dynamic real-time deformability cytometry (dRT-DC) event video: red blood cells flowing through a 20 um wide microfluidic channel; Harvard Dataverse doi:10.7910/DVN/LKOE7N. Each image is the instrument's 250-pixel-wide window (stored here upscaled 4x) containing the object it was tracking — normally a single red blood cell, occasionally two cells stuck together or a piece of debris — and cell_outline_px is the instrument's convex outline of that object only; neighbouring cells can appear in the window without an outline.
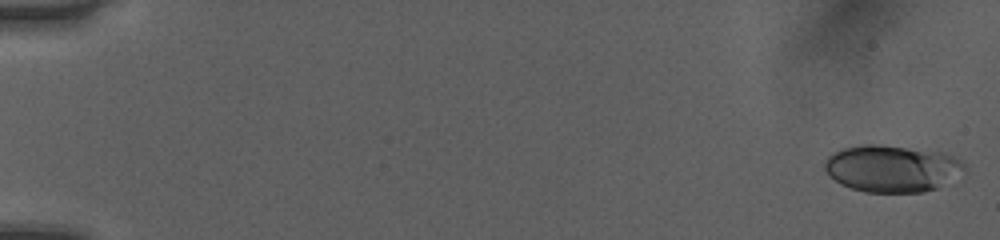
{"species": "human", "species_latin": "Homo sapiens", "temperature_condition": "room temperature", "stored_images_in_passage": 51, "camera_frame_rate_fps": 3000, "um_per_image_px": 0.085, "donor": {"sex": "female"}, "frame": {"image": 1, "passage_image": 1, "time_ms": 0.0, "image_size_px": [1000, 240], "cell_outline_px": [[968, 168], [964, 172], [936, 188], [924, 192], [864, 192], [840, 184], [824, 168], [824, 164], [828, 156], [844, 148], [864, 144], [884, 144], [944, 152], [956, 156], [964, 160]], "centroid_in_image_um": [75.89, 14.3], "position_along_channel_um": 9.1, "area_um2": 38.49}}
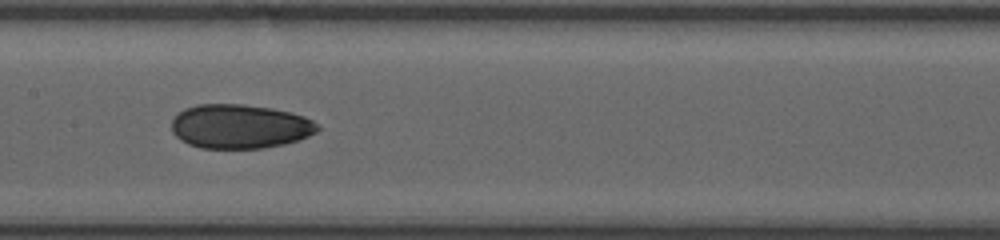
{"frame": {"image": 2, "passage_image": 27, "time_ms": 8.667, "image_size_px": [1000, 240], "cell_outline_px": [[320, 128], [316, 132], [308, 136], [284, 144], [260, 148], [200, 148], [188, 144], [180, 140], [172, 132], [172, 120], [184, 108], [196, 104], [244, 104], [272, 108], [292, 112], [304, 116], [312, 120]], "centroid_in_image_um": [20.37, 10.74], "position_along_channel_um": 187.0, "area_um2": 37.63}}
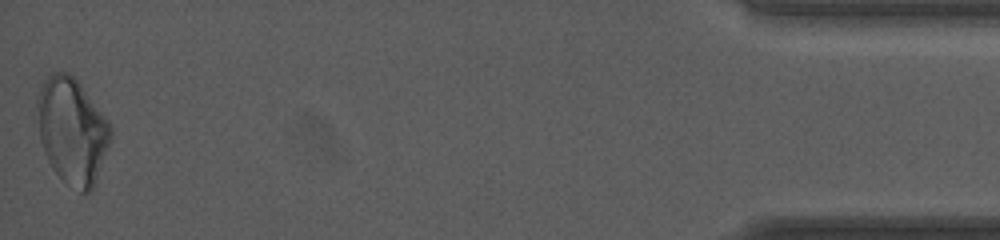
{"frame": {"image": 3, "passage_image": 51, "time_ms": 16.667, "image_size_px": [1000, 240], "cell_outline_px": [[112, 136], [96, 180], [92, 188], [88, 192], [80, 192], [60, 180], [52, 168], [44, 152], [40, 140], [36, 108], [36, 100], [40, 88], [48, 76], [52, 72], [68, 72], [80, 84], [108, 120], [112, 128]], "centroid_in_image_um": [6.11, 11.13], "position_along_channel_um": 429.1, "area_um2": 45.26}, "authors_computed_cell_mechanics": {"area_um2": 37.281, "velocity_mm_per_s": 4.0653, "shape_relaxation_time_tau1_ms": 6.2074, "shape_relaxation_time_tau2_ms": 4.1457, "deformation_change_tau1": 0.1201, "deformation_change_tau2": 0.0832}}